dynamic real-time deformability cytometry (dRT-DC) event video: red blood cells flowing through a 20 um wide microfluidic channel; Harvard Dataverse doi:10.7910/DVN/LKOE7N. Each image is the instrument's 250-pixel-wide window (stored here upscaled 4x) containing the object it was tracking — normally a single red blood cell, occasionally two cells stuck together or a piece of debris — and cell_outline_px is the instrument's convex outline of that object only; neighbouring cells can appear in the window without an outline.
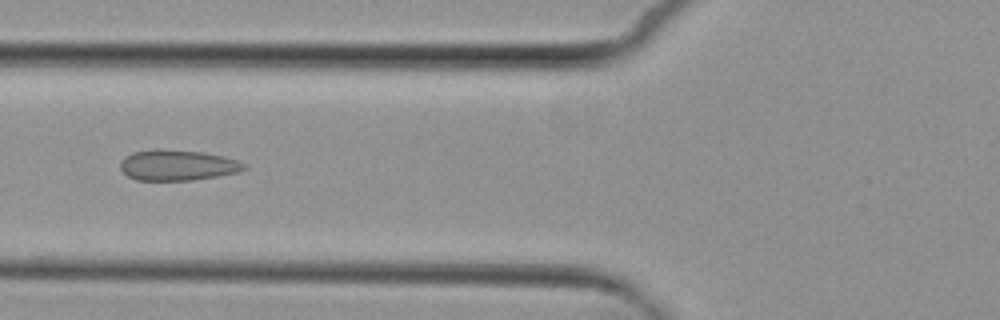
{"species": "common noctule bat (a hibernating species)", "species_latin": "Nyctalus noctula", "temperature_condition": "cold", "stored_images_in_passage": 6, "camera_frame_rate_fps": 3000, "um_per_image_px": 0.085, "animal": {"sex": "female", "body_mass_g": 29.2, "forearm_length_mm": 56.3}, "frame": {"image": 1, "passage_image": 6, "time_ms": 6.667, "image_size_px": [1000, 320], "cell_outline_px": [[248, 168], [236, 172], [216, 176], [192, 180], [136, 180], [128, 176], [120, 168], [120, 160], [124, 156], [132, 152], [152, 148], [160, 148], [204, 152], [224, 156], [236, 160], [244, 164]], "centroid_in_image_um": [15.03, 14.02], "position_along_channel_um": 110.8, "area_um2": 22.31}}